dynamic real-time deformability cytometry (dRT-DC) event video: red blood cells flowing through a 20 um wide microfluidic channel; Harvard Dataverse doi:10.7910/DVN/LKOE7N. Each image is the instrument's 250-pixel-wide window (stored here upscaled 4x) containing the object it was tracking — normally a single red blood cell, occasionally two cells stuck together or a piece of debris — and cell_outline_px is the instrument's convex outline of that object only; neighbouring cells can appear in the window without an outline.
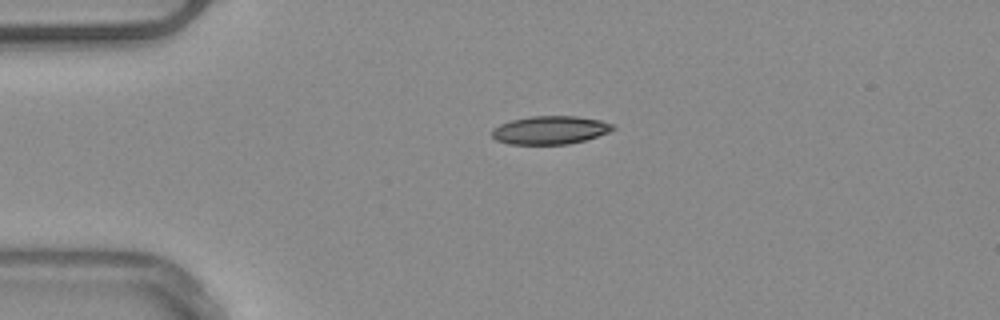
{"species": "common noctule bat (a hibernating species)", "species_latin": "Nyctalus noctula", "temperature_condition": "warm", "stored_images_in_passage": 41, "camera_frame_rate_fps": 3000, "um_per_image_px": 0.085, "animal": {"sex": "male", "body_mass_g": 20.4}, "frame": {"image": 1, "passage_image": 1, "time_ms": 0.0, "image_size_px": [1000, 320], "cell_outline_px": [[616, 128], [608, 132], [584, 140], [568, 144], [508, 144], [496, 140], [492, 136], [492, 128], [500, 124], [512, 120], [528, 116], [576, 116], [600, 120], [612, 124]], "centroid_in_image_um": [46.73, 11.05], "position_along_channel_um": 38.3, "area_um2": 19.83}}